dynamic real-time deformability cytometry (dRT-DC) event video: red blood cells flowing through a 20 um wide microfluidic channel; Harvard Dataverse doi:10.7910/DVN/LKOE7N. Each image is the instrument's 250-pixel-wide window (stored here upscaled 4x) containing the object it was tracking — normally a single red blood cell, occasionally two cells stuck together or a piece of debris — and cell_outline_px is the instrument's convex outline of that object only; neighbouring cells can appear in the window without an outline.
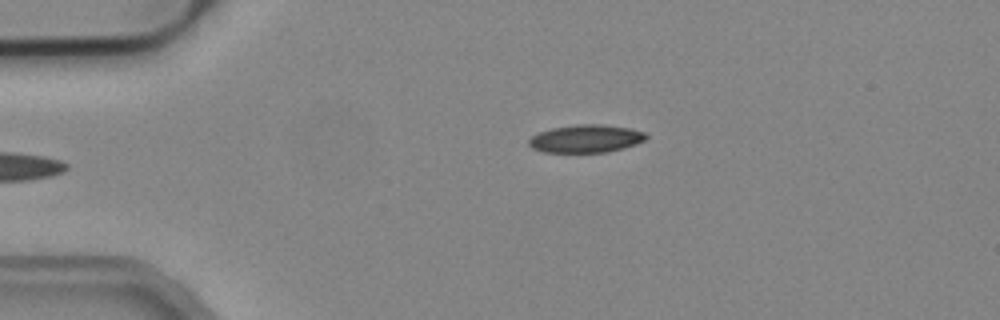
{"species": "common noctule bat (a hibernating species)", "species_latin": "Nyctalus noctula", "temperature_condition": "cold", "stored_images_in_passage": 4, "camera_frame_rate_fps": 3000, "um_per_image_px": 0.085, "animal": {"sex": "male", "body_mass_g": 19.2, "forearm_length_mm": 51.8}, "frame": {"image": 1, "passage_image": 4, "time_ms": 1.0, "image_size_px": [1000, 320], "cell_outline_px": [[648, 136], [644, 140], [636, 144], [624, 148], [608, 152], [544, 152], [532, 148], [528, 144], [528, 140], [532, 136], [540, 132], [552, 128], [576, 124], [604, 124], [632, 128], [644, 132]], "centroid_in_image_um": [49.82, 11.78], "position_along_channel_um": 35.2, "area_um2": 19.13}}